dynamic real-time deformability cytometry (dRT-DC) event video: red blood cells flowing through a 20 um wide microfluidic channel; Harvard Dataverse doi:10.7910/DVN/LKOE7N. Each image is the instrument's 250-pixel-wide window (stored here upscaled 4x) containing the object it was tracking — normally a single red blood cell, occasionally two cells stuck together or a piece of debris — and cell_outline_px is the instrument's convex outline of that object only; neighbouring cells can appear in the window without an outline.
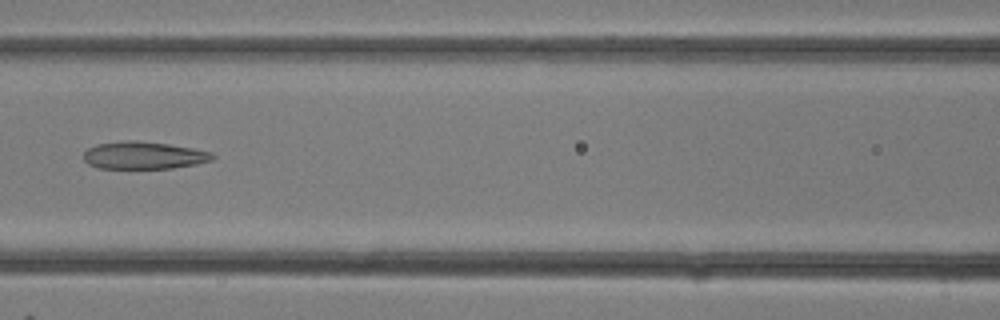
{"species": "common noctule bat (a hibernating species)", "species_latin": "Nyctalus noctula", "temperature_condition": "room temperature", "stored_images_in_passage": 19, "camera_frame_rate_fps": 3000, "um_per_image_px": 0.085, "animal": {"sex": "female"}, "frame": {"image": 1, "passage_image": 12, "time_ms": 3.667, "image_size_px": [1000, 320], "cell_outline_px": [[216, 156], [212, 160], [196, 164], [172, 168], [100, 168], [88, 164], [84, 160], [84, 152], [88, 148], [96, 144], [124, 140], [136, 140], [168, 144], [192, 148], [212, 152]], "centroid_in_image_um": [12.22, 13.2], "position_along_channel_um": 154.4, "area_um2": 20.63}}
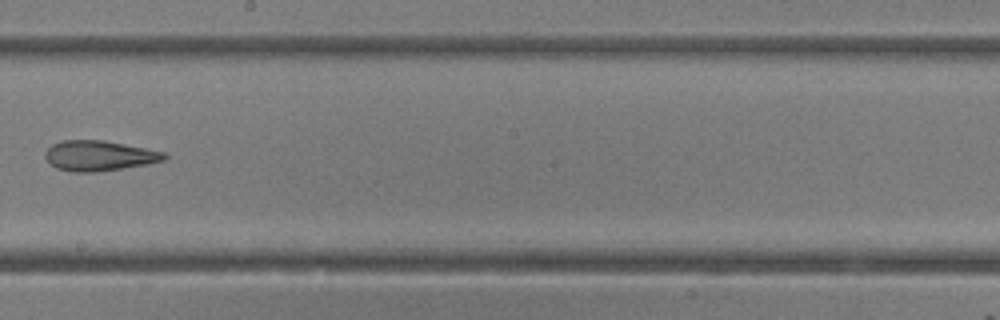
{"frame": {"image": 2, "passage_image": 16, "time_ms": 5.0, "image_size_px": [1000, 320], "cell_outline_px": [[168, 156], [164, 160], [148, 164], [96, 172], [72, 172], [56, 168], [44, 156], [44, 152], [52, 144], [60, 140], [104, 140], [164, 152]], "centroid_in_image_um": [8.4, 13.23], "position_along_channel_um": 239.8, "area_um2": 20.92}}
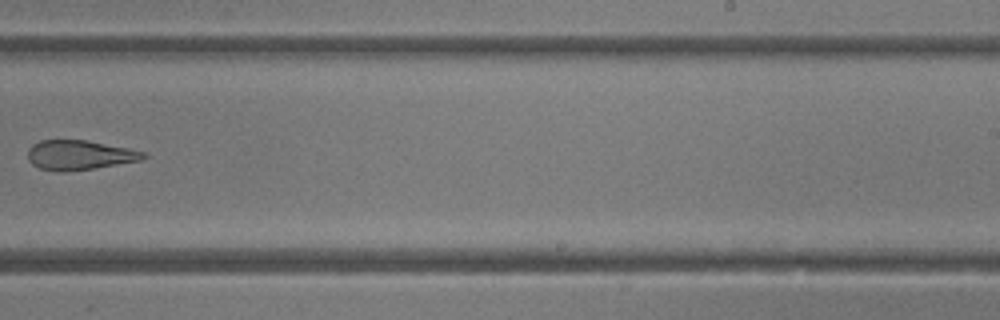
{"frame": {"image": 3, "passage_image": 18, "time_ms": 5.667, "image_size_px": [1000, 320], "cell_outline_px": [[148, 156], [140, 160], [92, 168], [60, 172], [40, 168], [32, 164], [28, 160], [28, 148], [32, 144], [40, 140], [88, 140], [128, 148], [144, 152]], "centroid_in_image_um": [6.71, 13.16], "position_along_channel_um": 282.3, "area_um2": 19.77}}